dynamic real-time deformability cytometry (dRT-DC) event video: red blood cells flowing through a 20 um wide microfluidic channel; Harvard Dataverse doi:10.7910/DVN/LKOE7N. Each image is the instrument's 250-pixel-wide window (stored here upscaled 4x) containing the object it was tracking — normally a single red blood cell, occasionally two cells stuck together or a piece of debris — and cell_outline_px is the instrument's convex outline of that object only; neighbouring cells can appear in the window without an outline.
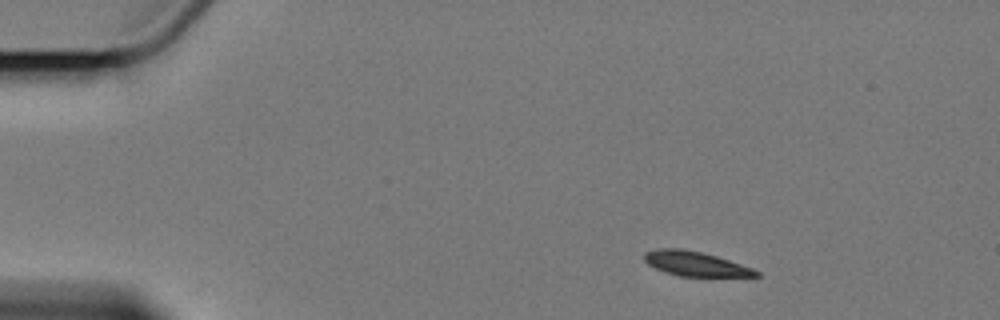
{"species": "Egyptian fruit bat (a non-hibernating species)", "species_latin": "Rousettus aegyptiacus", "temperature_condition": "cold", "stored_images_in_passage": 4, "camera_frame_rate_fps": 3000, "um_per_image_px": 0.085, "animal": {"sex": "female"}, "frame": {"image": 1, "passage_image": 1, "time_ms": 0.0, "image_size_px": [1000, 320], "cell_outline_px": [[760, 276], [680, 276], [664, 272], [648, 264], [644, 260], [644, 252], [656, 248], [680, 248], [700, 252], [716, 256], [752, 268], [760, 272]], "centroid_in_image_um": [59.06, 22.41], "position_along_channel_um": 25.9, "area_um2": 15.84}}
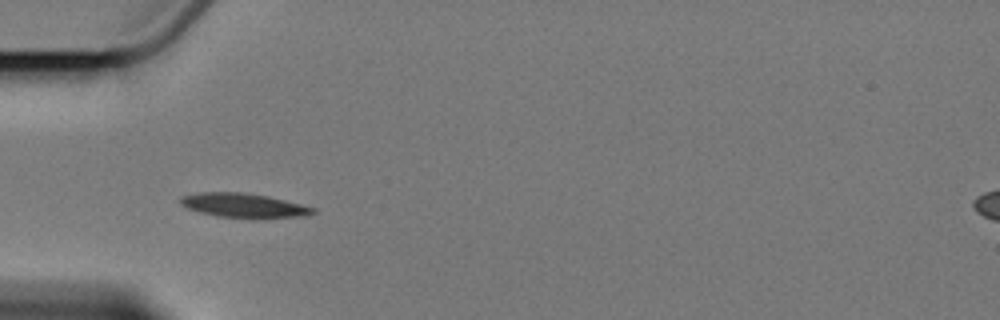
{"frame": {"image": 2, "passage_image": 4, "time_ms": 3.333, "image_size_px": [1000, 320], "cell_outline_px": [[316, 212], [308, 216], [260, 220], [252, 220], [216, 216], [200, 212], [188, 208], [180, 204], [180, 196], [200, 192], [240, 192], [268, 196], [316, 208]], "centroid_in_image_um": [20.77, 17.5], "position_along_channel_um": 64.2, "area_um2": 19.42}}